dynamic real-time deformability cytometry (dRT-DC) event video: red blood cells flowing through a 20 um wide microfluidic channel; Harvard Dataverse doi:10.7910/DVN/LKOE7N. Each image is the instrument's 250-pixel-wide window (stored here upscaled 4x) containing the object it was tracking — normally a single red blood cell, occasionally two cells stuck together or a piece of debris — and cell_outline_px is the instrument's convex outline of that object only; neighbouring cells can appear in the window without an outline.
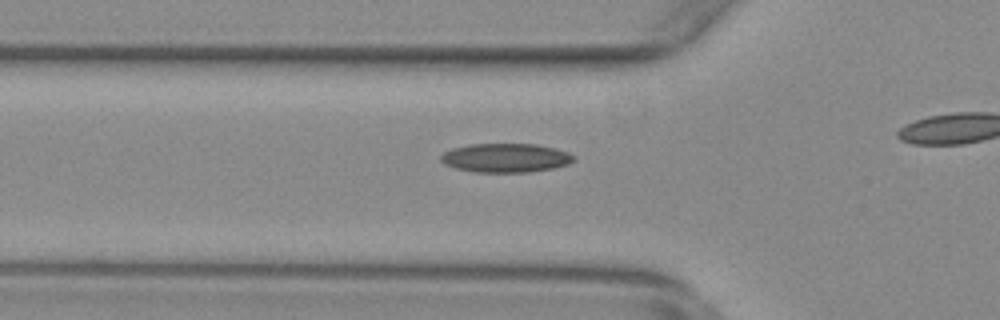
{"species": "common noctule bat (a hibernating species)", "species_latin": "Nyctalus noctula", "temperature_condition": "warm", "stored_images_in_passage": 38, "camera_frame_rate_fps": 3000, "um_per_image_px": 0.085, "animal": {"sex": "female", "body_mass_g": 29.2, "forearm_length_mm": 56.3}, "frame": {"image": 1, "passage_image": 13, "time_ms": 4.0, "image_size_px": [1000, 320], "cell_outline_px": [[576, 160], [568, 164], [552, 168], [528, 172], [476, 172], [456, 168], [444, 164], [440, 160], [440, 156], [444, 152], [452, 148], [468, 144], [536, 144], [556, 148], [568, 152], [576, 156]], "centroid_in_image_um": [42.99, 13.41], "position_along_channel_um": 82.8, "area_um2": 22.54}}
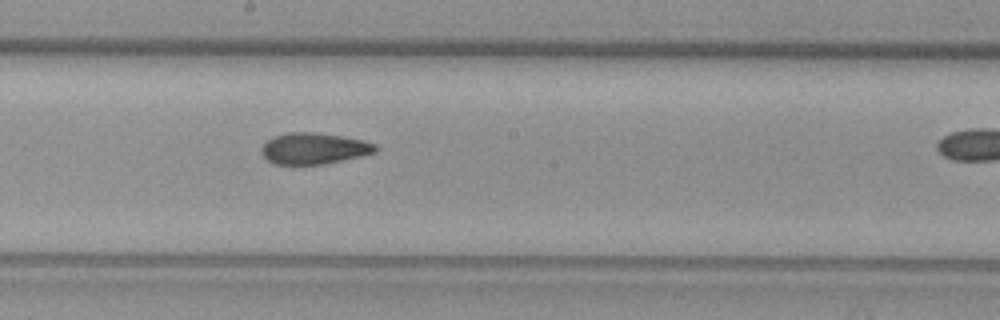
{"frame": {"image": 2, "passage_image": 24, "time_ms": 7.667, "image_size_px": [1000, 320], "cell_outline_px": [[380, 148], [376, 152], [360, 156], [324, 164], [276, 164], [268, 160], [260, 152], [260, 148], [272, 136], [284, 132], [312, 132], [344, 136], [364, 140], [376, 144]], "centroid_in_image_um": [26.69, 12.6], "position_along_channel_um": 221.5, "area_um2": 20.92}}
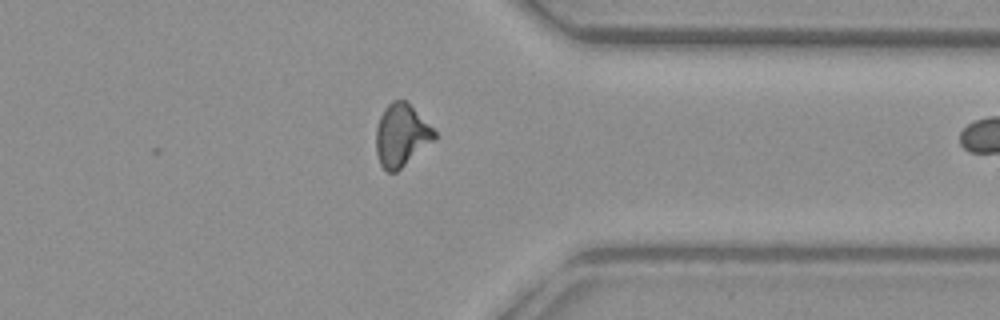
{"frame": {"image": 3, "passage_image": 37, "time_ms": 12.0, "image_size_px": [1000, 320], "cell_outline_px": [[436, 140], [396, 172], [388, 172], [380, 164], [376, 152], [376, 128], [380, 116], [384, 108], [392, 100], [404, 100], [436, 132]], "centroid_in_image_um": [34.1, 11.52], "position_along_channel_um": 377.3, "area_um2": 21.04}}